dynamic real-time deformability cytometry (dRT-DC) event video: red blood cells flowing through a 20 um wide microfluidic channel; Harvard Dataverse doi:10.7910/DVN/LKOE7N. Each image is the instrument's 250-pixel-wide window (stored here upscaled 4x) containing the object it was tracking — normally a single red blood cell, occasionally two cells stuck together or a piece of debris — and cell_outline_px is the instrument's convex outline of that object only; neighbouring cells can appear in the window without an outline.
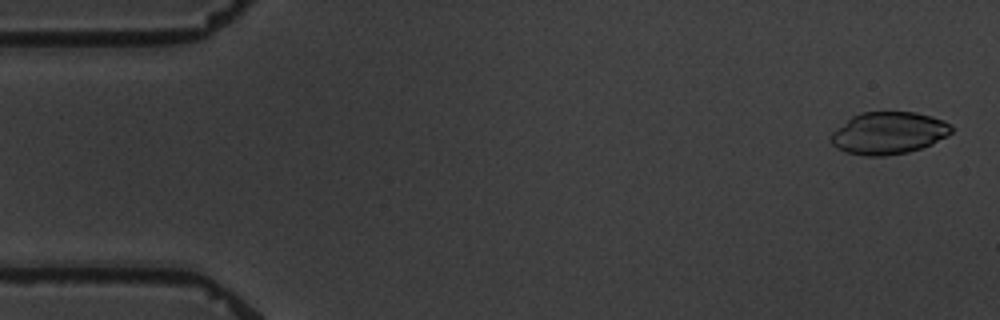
{"species": "common noctule bat (a hibernating species)", "species_latin": "Nyctalus noctula", "temperature_condition": "warm", "stored_images_in_passage": 5, "camera_frame_rate_fps": 3000, "um_per_image_px": 0.085, "animal": {"sex": "male", "body_mass_g": 19.5, "forearm_length_mm": 54.6}, "frame": {"image": 1, "passage_image": 1, "time_ms": 0.0, "image_size_px": [1000, 320], "cell_outline_px": [[952, 132], [948, 136], [932, 144], [908, 152], [884, 156], [864, 156], [848, 152], [836, 148], [828, 140], [832, 132], [836, 128], [852, 116], [864, 112], [916, 112], [932, 116], [944, 120], [952, 128]], "centroid_in_image_um": [75.51, 11.31], "position_along_channel_um": 9.5, "area_um2": 29.77}}